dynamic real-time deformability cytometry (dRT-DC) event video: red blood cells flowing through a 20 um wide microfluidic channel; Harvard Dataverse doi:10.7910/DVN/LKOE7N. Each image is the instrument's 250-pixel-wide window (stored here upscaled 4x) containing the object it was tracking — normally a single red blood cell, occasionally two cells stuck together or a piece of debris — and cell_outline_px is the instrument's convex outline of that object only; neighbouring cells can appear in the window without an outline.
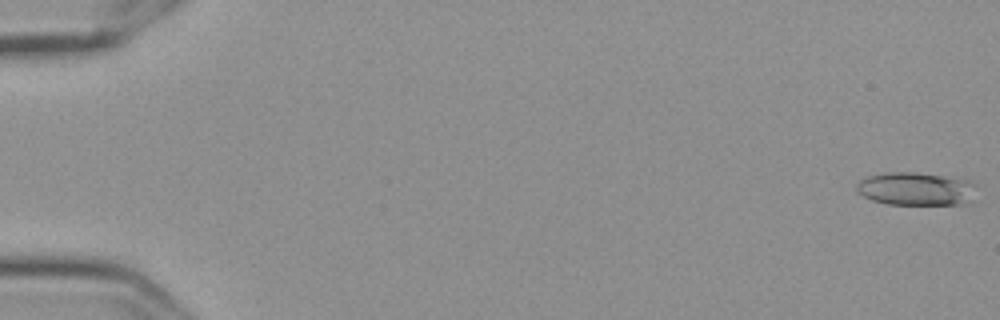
{"species": "Egyptian fruit bat (a non-hibernating species)", "species_latin": "Rousettus aegyptiacus", "temperature_condition": "cold", "stored_images_in_passage": 14, "camera_frame_rate_fps": 3000, "um_per_image_px": 0.085, "frame": {"image": 1, "passage_image": 1, "time_ms": 0.0, "image_size_px": [1000, 320], "cell_outline_px": [[972, 184], [960, 204], [888, 204], [872, 200], [856, 192], [856, 184], [860, 180], [868, 176], [884, 172], [916, 172], [968, 180]], "centroid_in_image_um": [77.62, 16.03], "position_along_channel_um": 7.4, "area_um2": 22.14}}